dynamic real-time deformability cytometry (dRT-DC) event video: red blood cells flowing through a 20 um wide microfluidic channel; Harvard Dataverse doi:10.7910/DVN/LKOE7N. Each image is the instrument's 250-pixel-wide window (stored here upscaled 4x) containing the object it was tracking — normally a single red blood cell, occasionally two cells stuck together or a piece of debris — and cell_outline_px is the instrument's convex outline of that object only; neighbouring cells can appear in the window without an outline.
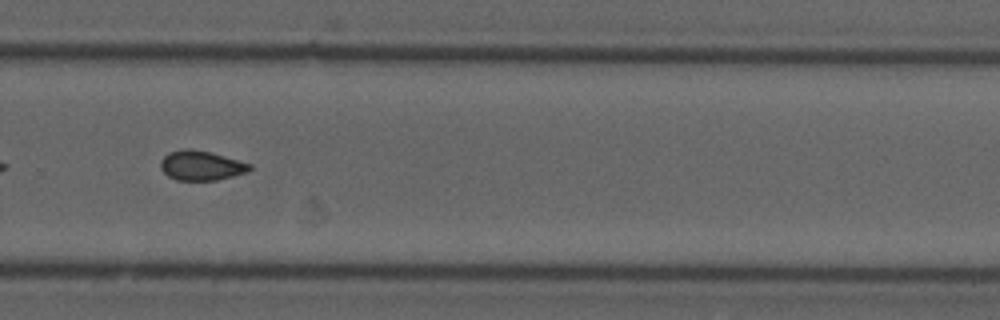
{"species": "common noctule bat (a hibernating species)", "species_latin": "Nyctalus noctula", "temperature_condition": "cold", "stored_images_in_passage": 37, "camera_frame_rate_fps": 3000, "um_per_image_px": 0.085, "animal": {"sex": "male", "forearm_length_mm": 52.5}, "frame": {"image": 1, "passage_image": 22, "time_ms": 7.0, "image_size_px": [1000, 320], "cell_outline_px": [[252, 168], [248, 172], [216, 180], [176, 180], [168, 176], [160, 168], [160, 160], [168, 152], [184, 148], [188, 148], [212, 152], [252, 164]], "centroid_in_image_um": [17.09, 14.06], "position_along_channel_um": 312.7, "area_um2": 15.55}}